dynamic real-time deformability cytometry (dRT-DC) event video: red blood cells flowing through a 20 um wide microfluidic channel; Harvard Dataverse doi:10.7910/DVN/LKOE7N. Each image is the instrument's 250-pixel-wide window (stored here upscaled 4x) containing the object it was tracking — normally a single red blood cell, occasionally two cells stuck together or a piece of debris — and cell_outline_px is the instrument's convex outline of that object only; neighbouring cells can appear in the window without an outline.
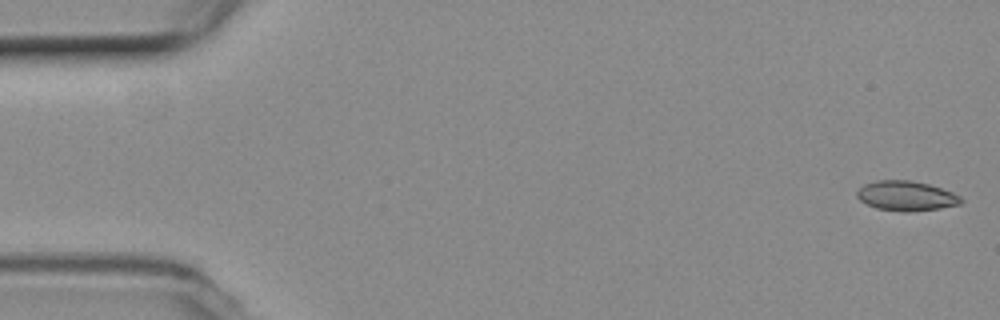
{"species": "common noctule bat (a hibernating species)", "species_latin": "Nyctalus noctula", "temperature_condition": "room temperature", "stored_images_in_passage": 43, "camera_frame_rate_fps": 3000, "um_per_image_px": 0.085, "animal": {"sex": "female", "body_mass_g": 19.3, "forearm_length_mm": 54.1}, "frame": {"image": 1, "passage_image": 1, "time_ms": 0.0, "image_size_px": [1000, 320], "cell_outline_px": [[964, 200], [960, 204], [940, 208], [908, 212], [904, 212], [876, 208], [860, 200], [856, 196], [856, 192], [864, 184], [876, 180], [912, 180], [928, 184], [952, 192], [960, 196]], "centroid_in_image_um": [77.02, 16.65], "position_along_channel_um": 8.0, "area_um2": 18.03}}
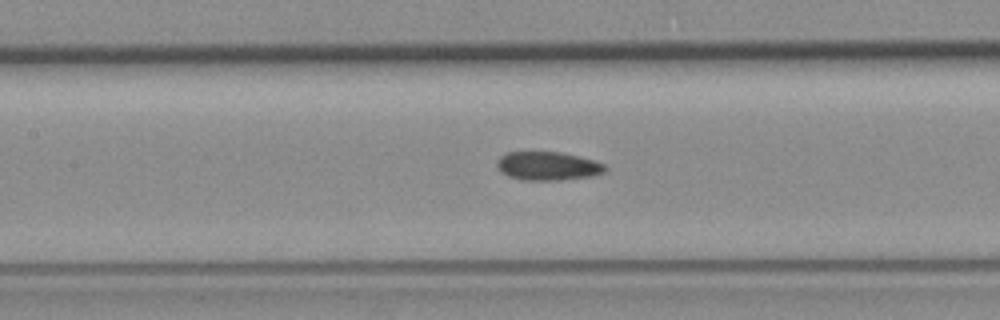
{"frame": {"image": 2, "passage_image": 24, "time_ms": 7.667, "image_size_px": [1000, 320], "cell_outline_px": [[608, 168], [604, 172], [592, 176], [560, 180], [524, 180], [508, 176], [500, 172], [496, 164], [496, 160], [500, 156], [508, 152], [560, 152], [592, 160], [604, 164]], "centroid_in_image_um": [46.53, 14.11], "position_along_channel_um": 160.9, "area_um2": 17.98}}
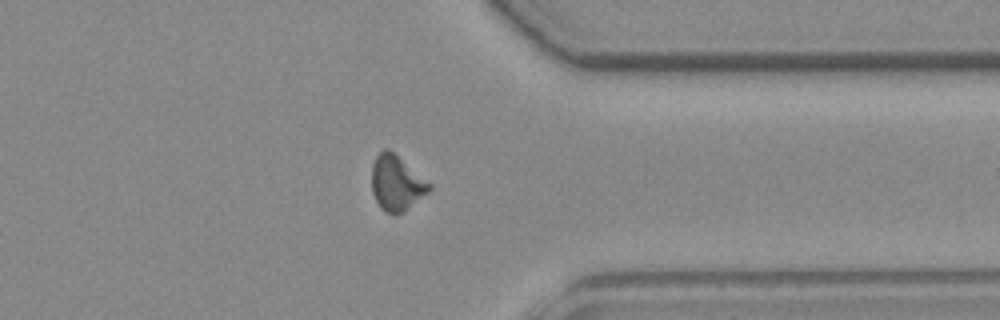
{"frame": {"image": 3, "passage_image": 42, "time_ms": 13.667, "image_size_px": [1000, 320], "cell_outline_px": [[432, 188], [428, 192], [404, 212], [392, 216], [380, 208], [372, 192], [372, 164], [376, 156], [384, 148], [388, 148], [432, 184]], "centroid_in_image_um": [33.7, 15.58], "position_along_channel_um": 377.7, "area_um2": 18.55}}